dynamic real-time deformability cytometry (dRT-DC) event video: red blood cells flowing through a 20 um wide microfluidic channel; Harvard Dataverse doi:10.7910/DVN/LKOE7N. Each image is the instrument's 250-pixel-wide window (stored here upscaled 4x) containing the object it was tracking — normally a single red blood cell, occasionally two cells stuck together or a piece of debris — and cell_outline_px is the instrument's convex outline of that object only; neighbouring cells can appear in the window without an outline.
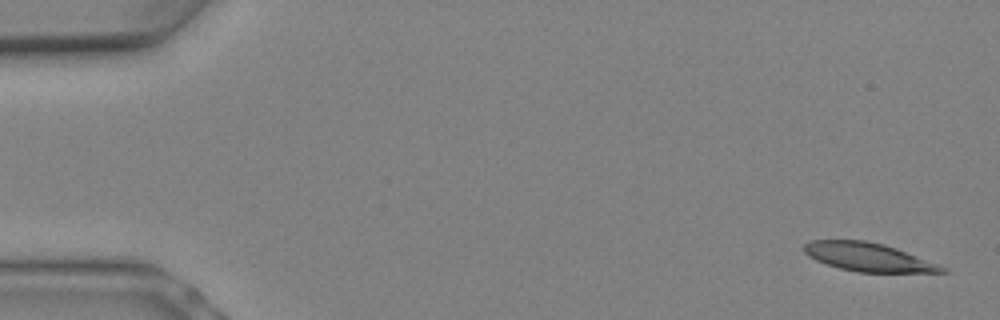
{"species": "Egyptian fruit bat (a non-hibernating species)", "species_latin": "Rousettus aegyptiacus", "temperature_condition": "warm", "stored_images_in_passage": 8, "camera_frame_rate_fps": 3000, "um_per_image_px": 0.085, "animal": {"sex": "female"}, "frame": {"image": 1, "passage_image": 1, "time_ms": 0.0, "image_size_px": [1000, 320], "cell_outline_px": [[948, 272], [860, 272], [840, 268], [816, 260], [808, 256], [804, 252], [804, 244], [808, 240], [864, 240], [884, 244], [896, 248], [948, 268]], "centroid_in_image_um": [73.78, 21.84], "position_along_channel_um": 11.2, "area_um2": 22.66}}
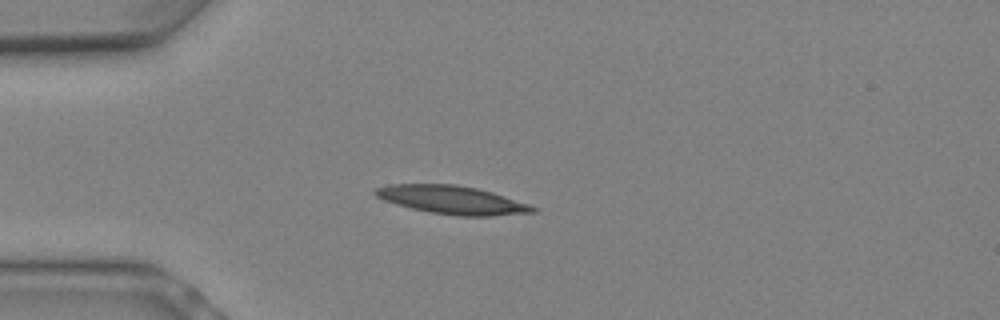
{"frame": {"image": 2, "passage_image": 6, "time_ms": 1.667, "image_size_px": [1000, 320], "cell_outline_px": [[540, 208], [536, 212], [488, 216], [460, 216], [428, 212], [396, 204], [384, 200], [376, 196], [372, 192], [376, 188], [388, 184], [456, 184], [476, 188], [492, 192]], "centroid_in_image_um": [38.42, 16.99], "position_along_channel_um": 46.6, "area_um2": 25.89}}
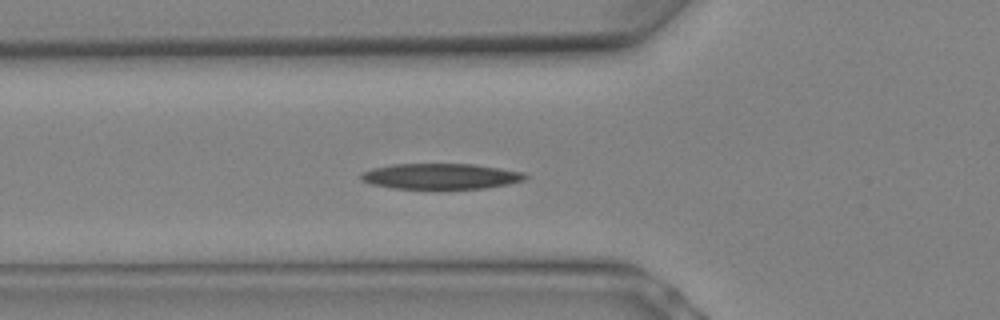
{"frame": {"image": 3, "passage_image": 8, "time_ms": 2.333, "image_size_px": [1000, 320], "cell_outline_px": [[528, 176], [524, 180], [508, 184], [484, 188], [392, 188], [372, 184], [364, 180], [360, 176], [360, 172], [372, 168], [392, 164], [472, 164], [524, 172]], "centroid_in_image_um": [37.45, 14.97], "position_along_channel_um": 88.3, "area_um2": 24.28}}